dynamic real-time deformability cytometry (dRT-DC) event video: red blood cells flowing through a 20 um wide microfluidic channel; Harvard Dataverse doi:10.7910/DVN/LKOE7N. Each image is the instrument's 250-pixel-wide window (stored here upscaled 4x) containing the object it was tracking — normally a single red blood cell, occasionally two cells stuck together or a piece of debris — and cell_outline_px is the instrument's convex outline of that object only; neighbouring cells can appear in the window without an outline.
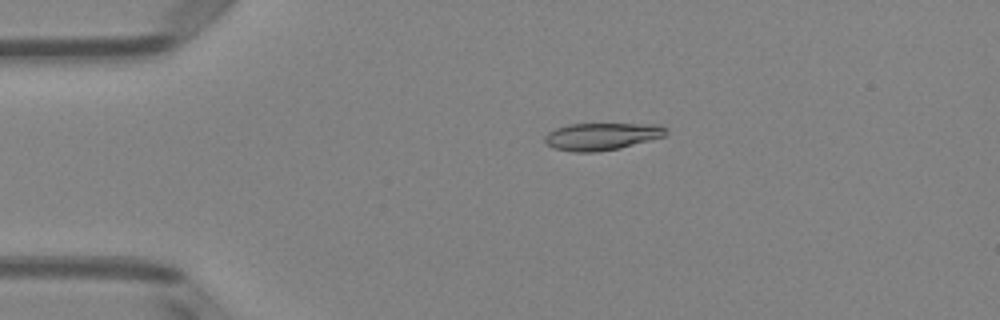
{"species": "Egyptian fruit bat (a non-hibernating species)", "species_latin": "Rousettus aegyptiacus", "temperature_condition": "room temperature", "stored_images_in_passage": 51, "camera_frame_rate_fps": 3000, "um_per_image_px": 0.085, "animal": {"sex": "female"}, "frame": {"image": 1, "passage_image": 11, "time_ms": 3.333, "image_size_px": [1000, 320], "cell_outline_px": [[668, 132], [664, 136], [620, 148], [596, 152], [576, 152], [552, 148], [544, 140], [544, 136], [548, 132], [556, 128], [568, 124], [660, 124], [668, 128]], "centroid_in_image_um": [51.15, 11.59], "position_along_channel_um": 33.8, "area_um2": 19.31}}
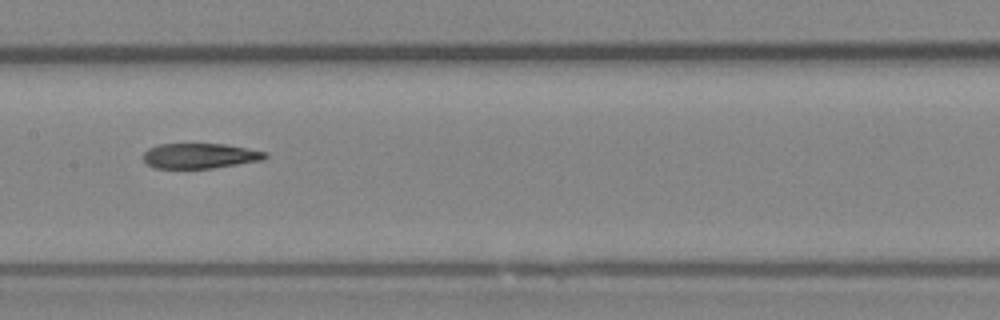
{"frame": {"image": 2, "passage_image": 26, "time_ms": 8.333, "image_size_px": [1000, 320], "cell_outline_px": [[268, 156], [264, 160], [212, 168], [152, 168], [144, 160], [144, 152], [148, 148], [160, 144], [224, 144], [264, 152]], "centroid_in_image_um": [16.96, 13.25], "position_along_channel_um": 190.4, "area_um2": 17.69}}
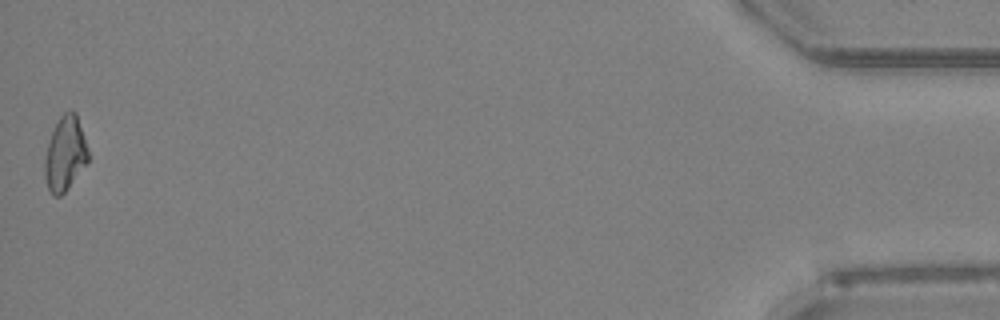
{"frame": {"image": 3, "passage_image": 51, "time_ms": 16.667, "image_size_px": [1000, 320], "cell_outline_px": [[88, 160], [68, 188], [60, 196], [52, 196], [48, 188], [44, 176], [44, 156], [52, 132], [60, 116], [68, 108], [72, 108], [76, 112], [88, 148]], "centroid_in_image_um": [5.52, 13.04], "position_along_channel_um": 429.7, "area_um2": 18.84}, "authors_computed_cell_mechanics": {"area_um2": 18.8428, "velocity_mm_per_s": 4.0033, "shape_relaxation_time_tau1_ms": null, "shape_relaxation_time_tau2_ms": 6.8557, "deformation_change_tau1": null, "deformation_change_tau2": 0.1712}}